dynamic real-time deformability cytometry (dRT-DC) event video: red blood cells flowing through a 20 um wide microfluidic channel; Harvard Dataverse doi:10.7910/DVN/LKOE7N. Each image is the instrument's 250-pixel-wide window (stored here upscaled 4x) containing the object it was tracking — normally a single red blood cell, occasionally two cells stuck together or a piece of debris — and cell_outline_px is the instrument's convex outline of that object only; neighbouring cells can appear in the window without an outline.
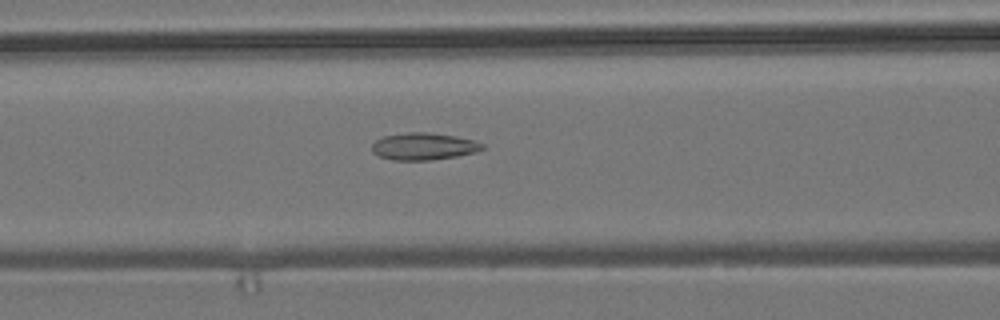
{"species": "common noctule bat (a hibernating species)", "species_latin": "Nyctalus noctula", "temperature_condition": "room temperature", "stored_images_in_passage": 39, "camera_frame_rate_fps": 3000, "um_per_image_px": 0.085, "animal": {"sex": "male", "body_mass_g": 19.2, "forearm_length_mm": 51.8}, "frame": {"image": 1, "passage_image": 7, "time_ms": 2.0, "image_size_px": [1000, 320], "cell_outline_px": [[484, 148], [476, 152], [456, 156], [432, 160], [392, 160], [380, 156], [372, 152], [372, 144], [376, 140], [384, 136], [408, 132], [428, 132], [456, 136], [476, 140], [484, 144]], "centroid_in_image_um": [36.03, 12.44], "position_along_channel_um": 130.6, "area_um2": 17.51}}
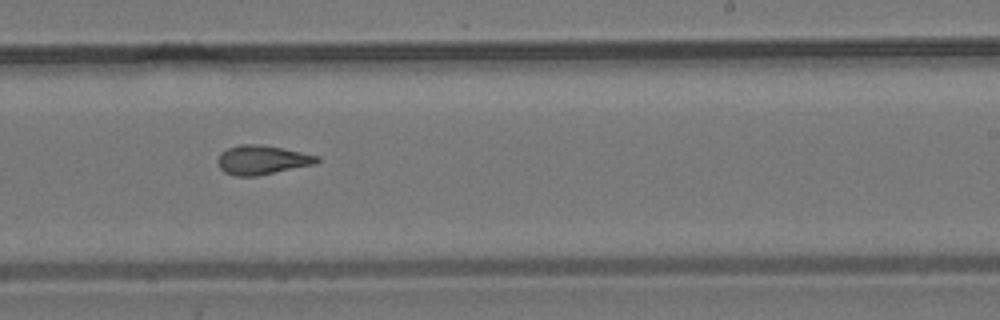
{"frame": {"image": 2, "passage_image": 18, "time_ms": 5.667, "image_size_px": [1000, 320], "cell_outline_px": [[320, 160], [316, 164], [256, 176], [236, 176], [224, 172], [220, 168], [216, 160], [220, 152], [228, 148], [240, 144], [260, 144], [284, 148], [320, 156]], "centroid_in_image_um": [22.27, 13.58], "position_along_channel_um": 266.7, "area_um2": 17.05}}
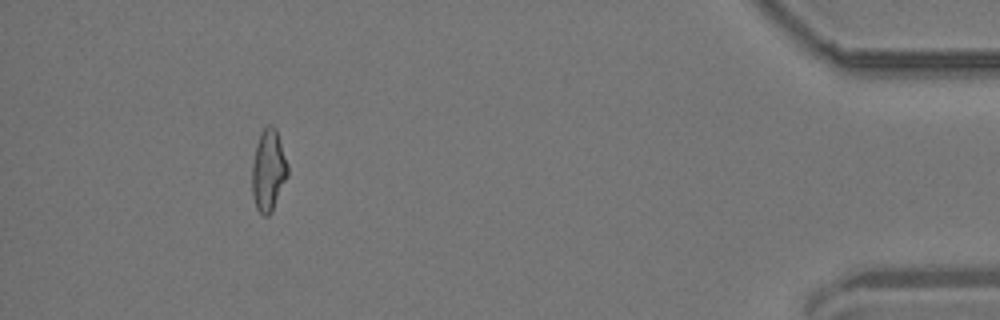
{"frame": {"image": 3, "passage_image": 35, "time_ms": 11.333, "image_size_px": [1000, 320], "cell_outline_px": [[288, 176], [272, 212], [268, 216], [264, 216], [256, 208], [252, 196], [252, 164], [256, 144], [260, 132], [268, 124], [272, 124], [276, 128], [288, 164]], "centroid_in_image_um": [22.81, 14.48], "position_along_channel_um": 412.4, "area_um2": 17.22}, "authors_computed_cell_mechanics": {"area_um2": 16.8776, "velocity_mm_per_s": 3.7184, "shape_relaxation_time_tau1_ms": null, "shape_relaxation_time_tau2_ms": 2.0784, "deformation_change_tau1": null, "deformation_change_tau2": 0.1042}}